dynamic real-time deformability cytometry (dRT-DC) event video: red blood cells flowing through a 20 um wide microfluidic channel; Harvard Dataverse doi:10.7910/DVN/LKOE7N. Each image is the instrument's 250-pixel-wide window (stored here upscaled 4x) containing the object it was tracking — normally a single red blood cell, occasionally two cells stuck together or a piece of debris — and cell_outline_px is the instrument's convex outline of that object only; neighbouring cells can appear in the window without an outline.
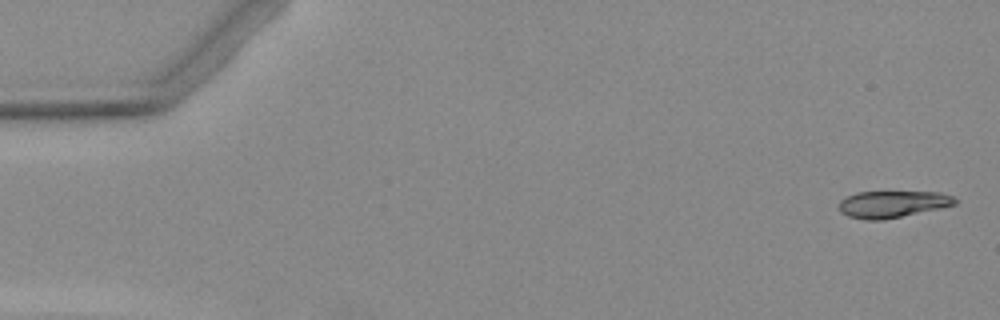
{"species": "Egyptian fruit bat (a non-hibernating species)", "species_latin": "Rousettus aegyptiacus", "temperature_condition": "warm", "stored_images_in_passage": 3, "camera_frame_rate_fps": 3000, "um_per_image_px": 0.085, "animal": {"sex": "female"}, "frame": {"image": 1, "passage_image": 1, "time_ms": 0.0, "image_size_px": [1000, 320], "cell_outline_px": [[956, 204], [940, 208], [884, 220], [864, 220], [848, 216], [840, 212], [840, 200], [856, 192], [940, 192], [952, 196], [956, 200]], "centroid_in_image_um": [75.84, 17.35], "position_along_channel_um": 9.2, "area_um2": 18.03}}